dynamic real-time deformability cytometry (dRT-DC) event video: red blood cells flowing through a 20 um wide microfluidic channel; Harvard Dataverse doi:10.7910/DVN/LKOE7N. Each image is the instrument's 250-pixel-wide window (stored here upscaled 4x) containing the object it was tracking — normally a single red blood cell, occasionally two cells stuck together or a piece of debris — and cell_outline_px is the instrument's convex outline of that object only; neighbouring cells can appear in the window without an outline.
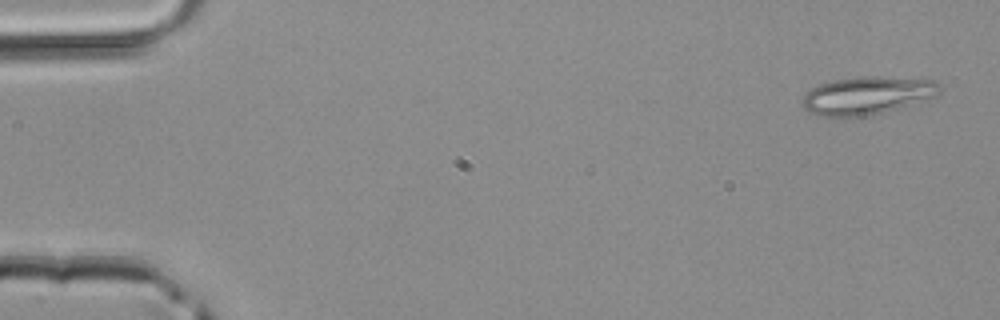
{"species": "common noctule bat (a hibernating species)", "species_latin": "Nyctalus noctula", "temperature_condition": "room temperature", "stored_images_in_passage": 4, "camera_frame_rate_fps": 3000, "um_per_image_px": 0.085, "animal": {"sex": "male", "body_mass_g": 20.4}, "frame": {"image": 1, "passage_image": 1, "time_ms": 0.0, "image_size_px": [1000, 320], "cell_outline_px": [[940, 92], [936, 96], [884, 112], [864, 116], [824, 116], [808, 112], [804, 108], [804, 96], [812, 88], [820, 84], [832, 80], [864, 76], [876, 76], [936, 80], [940, 88]], "centroid_in_image_um": [73.72, 8.1], "position_along_channel_um": 11.3, "area_um2": 29.88}}
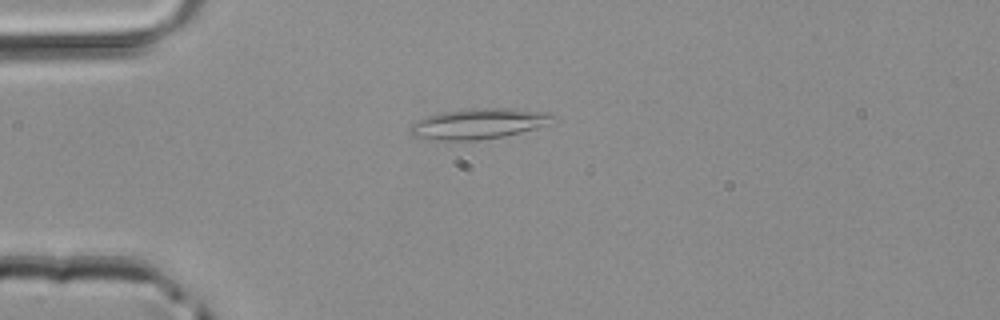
{"frame": {"image": 2, "passage_image": 4, "time_ms": 1.0, "image_size_px": [1000, 320], "cell_outline_px": [[556, 116], [536, 128], [504, 136], [476, 140], [436, 140], [412, 136], [408, 132], [408, 124], [416, 120], [440, 112], [472, 108], [512, 108], [552, 112]], "centroid_in_image_um": [40.6, 10.5], "position_along_channel_um": 44.4, "area_um2": 25.43}}